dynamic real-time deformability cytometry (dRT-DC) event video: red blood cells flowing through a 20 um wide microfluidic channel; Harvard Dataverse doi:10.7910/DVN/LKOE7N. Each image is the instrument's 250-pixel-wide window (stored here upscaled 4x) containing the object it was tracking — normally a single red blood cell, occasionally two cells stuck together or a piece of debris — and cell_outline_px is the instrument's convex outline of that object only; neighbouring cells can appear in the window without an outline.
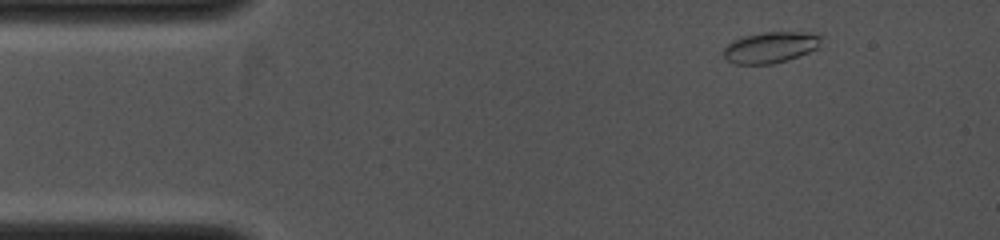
{"species": "common noctule bat (a hibernating species)", "species_latin": "Nyctalus noctula", "temperature_condition": "cold", "stored_images_in_passage": 3, "camera_frame_rate_fps": 4000, "um_per_image_px": 0.085, "animal": {"sex": "female", "body_mass_g": 19.0, "forearm_length_mm": 53.3}, "frame": {"image": 1, "passage_image": 1, "time_ms": 0.0, "image_size_px": [1000, 240], "cell_outline_px": [[824, 36], [820, 48], [788, 60], [772, 64], [736, 64], [728, 60], [724, 56], [724, 48], [732, 40], [744, 36], [764, 32], [820, 32]], "centroid_in_image_um": [65.6, 4.01], "position_along_channel_um": 19.4, "area_um2": 18.09}}
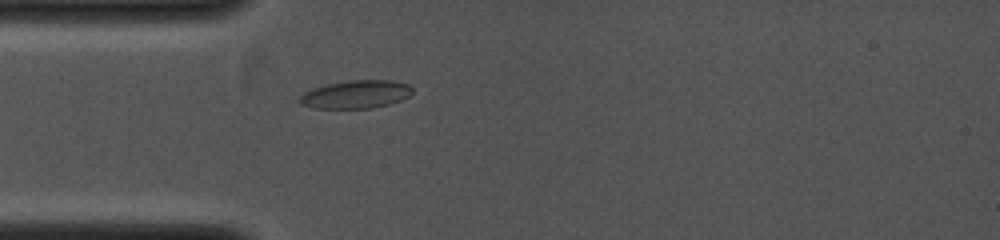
{"frame": {"image": 2, "passage_image": 3, "time_ms": 2.0, "image_size_px": [1000, 240], "cell_outline_px": [[412, 92], [408, 96], [400, 100], [388, 104], [372, 108], [312, 108], [300, 104], [296, 100], [304, 92], [312, 88], [324, 84], [348, 80], [392, 80], [408, 84], [412, 88]], "centroid_in_image_um": [30.19, 8.01], "position_along_channel_um": 54.8, "area_um2": 18.61}}